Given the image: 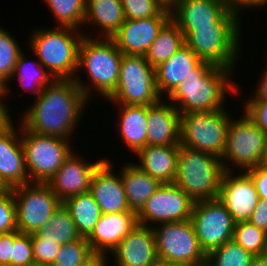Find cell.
Returning <instances> with one entry per match:
<instances>
[{
  "mask_svg": "<svg viewBox=\"0 0 267 266\" xmlns=\"http://www.w3.org/2000/svg\"><path fill=\"white\" fill-rule=\"evenodd\" d=\"M167 5L170 4L171 0H163Z\"/></svg>",
  "mask_w": 267,
  "mask_h": 266,
  "instance_id": "obj_56",
  "label": "cell"
},
{
  "mask_svg": "<svg viewBox=\"0 0 267 266\" xmlns=\"http://www.w3.org/2000/svg\"><path fill=\"white\" fill-rule=\"evenodd\" d=\"M107 100L113 105L157 104L162 98L156 87L155 68L142 55L123 54L116 89Z\"/></svg>",
  "mask_w": 267,
  "mask_h": 266,
  "instance_id": "obj_7",
  "label": "cell"
},
{
  "mask_svg": "<svg viewBox=\"0 0 267 266\" xmlns=\"http://www.w3.org/2000/svg\"><path fill=\"white\" fill-rule=\"evenodd\" d=\"M194 203L175 183H164L136 214L137 222L153 227L154 224L190 220Z\"/></svg>",
  "mask_w": 267,
  "mask_h": 266,
  "instance_id": "obj_14",
  "label": "cell"
},
{
  "mask_svg": "<svg viewBox=\"0 0 267 266\" xmlns=\"http://www.w3.org/2000/svg\"><path fill=\"white\" fill-rule=\"evenodd\" d=\"M122 56L123 54L111 38L99 37L97 39L88 34L84 35L79 45L78 67L74 80L88 100L93 95L91 94L93 89L105 99L115 91L119 80ZM81 69L87 72L91 85L85 84L77 76Z\"/></svg>",
  "mask_w": 267,
  "mask_h": 266,
  "instance_id": "obj_3",
  "label": "cell"
},
{
  "mask_svg": "<svg viewBox=\"0 0 267 266\" xmlns=\"http://www.w3.org/2000/svg\"><path fill=\"white\" fill-rule=\"evenodd\" d=\"M119 107L118 132L125 147L136 154L147 145L148 106L115 104Z\"/></svg>",
  "mask_w": 267,
  "mask_h": 266,
  "instance_id": "obj_26",
  "label": "cell"
},
{
  "mask_svg": "<svg viewBox=\"0 0 267 266\" xmlns=\"http://www.w3.org/2000/svg\"><path fill=\"white\" fill-rule=\"evenodd\" d=\"M125 164L124 167L121 166L120 175L128 206L131 211L137 214L162 183L143 172L135 163Z\"/></svg>",
  "mask_w": 267,
  "mask_h": 266,
  "instance_id": "obj_27",
  "label": "cell"
},
{
  "mask_svg": "<svg viewBox=\"0 0 267 266\" xmlns=\"http://www.w3.org/2000/svg\"><path fill=\"white\" fill-rule=\"evenodd\" d=\"M34 263L31 234L14 231V246L10 257V266H28Z\"/></svg>",
  "mask_w": 267,
  "mask_h": 266,
  "instance_id": "obj_39",
  "label": "cell"
},
{
  "mask_svg": "<svg viewBox=\"0 0 267 266\" xmlns=\"http://www.w3.org/2000/svg\"><path fill=\"white\" fill-rule=\"evenodd\" d=\"M108 256L103 253H93L81 266H108Z\"/></svg>",
  "mask_w": 267,
  "mask_h": 266,
  "instance_id": "obj_49",
  "label": "cell"
},
{
  "mask_svg": "<svg viewBox=\"0 0 267 266\" xmlns=\"http://www.w3.org/2000/svg\"><path fill=\"white\" fill-rule=\"evenodd\" d=\"M35 98L19 124L38 135L73 138L89 101L75 80L54 79Z\"/></svg>",
  "mask_w": 267,
  "mask_h": 266,
  "instance_id": "obj_1",
  "label": "cell"
},
{
  "mask_svg": "<svg viewBox=\"0 0 267 266\" xmlns=\"http://www.w3.org/2000/svg\"><path fill=\"white\" fill-rule=\"evenodd\" d=\"M19 126L29 181L47 183L74 150L72 139L38 135Z\"/></svg>",
  "mask_w": 267,
  "mask_h": 266,
  "instance_id": "obj_9",
  "label": "cell"
},
{
  "mask_svg": "<svg viewBox=\"0 0 267 266\" xmlns=\"http://www.w3.org/2000/svg\"><path fill=\"white\" fill-rule=\"evenodd\" d=\"M114 266H154L159 262L152 227L137 225L112 251Z\"/></svg>",
  "mask_w": 267,
  "mask_h": 266,
  "instance_id": "obj_19",
  "label": "cell"
},
{
  "mask_svg": "<svg viewBox=\"0 0 267 266\" xmlns=\"http://www.w3.org/2000/svg\"><path fill=\"white\" fill-rule=\"evenodd\" d=\"M93 254L86 238L61 246L52 266H81Z\"/></svg>",
  "mask_w": 267,
  "mask_h": 266,
  "instance_id": "obj_38",
  "label": "cell"
},
{
  "mask_svg": "<svg viewBox=\"0 0 267 266\" xmlns=\"http://www.w3.org/2000/svg\"><path fill=\"white\" fill-rule=\"evenodd\" d=\"M232 117L226 108L212 112L182 114L180 117V145L212 154L221 159Z\"/></svg>",
  "mask_w": 267,
  "mask_h": 266,
  "instance_id": "obj_8",
  "label": "cell"
},
{
  "mask_svg": "<svg viewBox=\"0 0 267 266\" xmlns=\"http://www.w3.org/2000/svg\"><path fill=\"white\" fill-rule=\"evenodd\" d=\"M15 76L21 88L25 89L24 91L30 90L29 92H34L36 96H39L43 89L54 80L39 60L28 61L23 51L18 57L11 79L6 83L7 95L10 88L8 83Z\"/></svg>",
  "mask_w": 267,
  "mask_h": 266,
  "instance_id": "obj_31",
  "label": "cell"
},
{
  "mask_svg": "<svg viewBox=\"0 0 267 266\" xmlns=\"http://www.w3.org/2000/svg\"><path fill=\"white\" fill-rule=\"evenodd\" d=\"M124 21L122 0L86 1L84 26L89 24L95 26L101 33L100 37L111 38Z\"/></svg>",
  "mask_w": 267,
  "mask_h": 266,
  "instance_id": "obj_28",
  "label": "cell"
},
{
  "mask_svg": "<svg viewBox=\"0 0 267 266\" xmlns=\"http://www.w3.org/2000/svg\"><path fill=\"white\" fill-rule=\"evenodd\" d=\"M262 164L267 166V142H266V151H265V155H264V159H263V163Z\"/></svg>",
  "mask_w": 267,
  "mask_h": 266,
  "instance_id": "obj_53",
  "label": "cell"
},
{
  "mask_svg": "<svg viewBox=\"0 0 267 266\" xmlns=\"http://www.w3.org/2000/svg\"><path fill=\"white\" fill-rule=\"evenodd\" d=\"M28 266H48V265H44V264H40V263H32V264H30V265H28Z\"/></svg>",
  "mask_w": 267,
  "mask_h": 266,
  "instance_id": "obj_55",
  "label": "cell"
},
{
  "mask_svg": "<svg viewBox=\"0 0 267 266\" xmlns=\"http://www.w3.org/2000/svg\"><path fill=\"white\" fill-rule=\"evenodd\" d=\"M14 246V231L0 234V266H10L12 247Z\"/></svg>",
  "mask_w": 267,
  "mask_h": 266,
  "instance_id": "obj_44",
  "label": "cell"
},
{
  "mask_svg": "<svg viewBox=\"0 0 267 266\" xmlns=\"http://www.w3.org/2000/svg\"><path fill=\"white\" fill-rule=\"evenodd\" d=\"M137 225L135 212L102 214L86 240L93 253L108 255Z\"/></svg>",
  "mask_w": 267,
  "mask_h": 266,
  "instance_id": "obj_21",
  "label": "cell"
},
{
  "mask_svg": "<svg viewBox=\"0 0 267 266\" xmlns=\"http://www.w3.org/2000/svg\"><path fill=\"white\" fill-rule=\"evenodd\" d=\"M262 72V77L260 79V83L258 82L256 89L253 93L254 95L252 97H249L246 101H262L267 102V66Z\"/></svg>",
  "mask_w": 267,
  "mask_h": 266,
  "instance_id": "obj_48",
  "label": "cell"
},
{
  "mask_svg": "<svg viewBox=\"0 0 267 266\" xmlns=\"http://www.w3.org/2000/svg\"><path fill=\"white\" fill-rule=\"evenodd\" d=\"M17 230L34 234L41 230L62 201L46 183H28L12 188Z\"/></svg>",
  "mask_w": 267,
  "mask_h": 266,
  "instance_id": "obj_12",
  "label": "cell"
},
{
  "mask_svg": "<svg viewBox=\"0 0 267 266\" xmlns=\"http://www.w3.org/2000/svg\"><path fill=\"white\" fill-rule=\"evenodd\" d=\"M245 172L251 177L259 195V199L267 200V166L260 164Z\"/></svg>",
  "mask_w": 267,
  "mask_h": 266,
  "instance_id": "obj_43",
  "label": "cell"
},
{
  "mask_svg": "<svg viewBox=\"0 0 267 266\" xmlns=\"http://www.w3.org/2000/svg\"><path fill=\"white\" fill-rule=\"evenodd\" d=\"M254 257L231 240L207 254L205 266H250Z\"/></svg>",
  "mask_w": 267,
  "mask_h": 266,
  "instance_id": "obj_34",
  "label": "cell"
},
{
  "mask_svg": "<svg viewBox=\"0 0 267 266\" xmlns=\"http://www.w3.org/2000/svg\"><path fill=\"white\" fill-rule=\"evenodd\" d=\"M34 262L52 266L61 244L57 241L42 240L35 233L31 234Z\"/></svg>",
  "mask_w": 267,
  "mask_h": 266,
  "instance_id": "obj_41",
  "label": "cell"
},
{
  "mask_svg": "<svg viewBox=\"0 0 267 266\" xmlns=\"http://www.w3.org/2000/svg\"><path fill=\"white\" fill-rule=\"evenodd\" d=\"M4 100V98H0V134L7 132L15 124L12 122L10 110L7 108L8 105H6Z\"/></svg>",
  "mask_w": 267,
  "mask_h": 266,
  "instance_id": "obj_47",
  "label": "cell"
},
{
  "mask_svg": "<svg viewBox=\"0 0 267 266\" xmlns=\"http://www.w3.org/2000/svg\"><path fill=\"white\" fill-rule=\"evenodd\" d=\"M62 204L69 211L81 237L87 238L102 216L92 193L86 192L65 199Z\"/></svg>",
  "mask_w": 267,
  "mask_h": 266,
  "instance_id": "obj_29",
  "label": "cell"
},
{
  "mask_svg": "<svg viewBox=\"0 0 267 266\" xmlns=\"http://www.w3.org/2000/svg\"><path fill=\"white\" fill-rule=\"evenodd\" d=\"M165 100L148 106L147 145L180 144L181 114L172 103H167Z\"/></svg>",
  "mask_w": 267,
  "mask_h": 266,
  "instance_id": "obj_23",
  "label": "cell"
},
{
  "mask_svg": "<svg viewBox=\"0 0 267 266\" xmlns=\"http://www.w3.org/2000/svg\"><path fill=\"white\" fill-rule=\"evenodd\" d=\"M73 152L46 183L62 202L71 196L89 192L95 170L106 160L100 158L91 163Z\"/></svg>",
  "mask_w": 267,
  "mask_h": 266,
  "instance_id": "obj_16",
  "label": "cell"
},
{
  "mask_svg": "<svg viewBox=\"0 0 267 266\" xmlns=\"http://www.w3.org/2000/svg\"><path fill=\"white\" fill-rule=\"evenodd\" d=\"M224 173L217 156L180 145L174 183L194 202L218 198Z\"/></svg>",
  "mask_w": 267,
  "mask_h": 266,
  "instance_id": "obj_5",
  "label": "cell"
},
{
  "mask_svg": "<svg viewBox=\"0 0 267 266\" xmlns=\"http://www.w3.org/2000/svg\"><path fill=\"white\" fill-rule=\"evenodd\" d=\"M125 19L135 20L152 16H171L163 0H122Z\"/></svg>",
  "mask_w": 267,
  "mask_h": 266,
  "instance_id": "obj_36",
  "label": "cell"
},
{
  "mask_svg": "<svg viewBox=\"0 0 267 266\" xmlns=\"http://www.w3.org/2000/svg\"><path fill=\"white\" fill-rule=\"evenodd\" d=\"M240 36L239 22H212V25L194 26V31L184 40L185 45L202 61L235 70L241 57Z\"/></svg>",
  "mask_w": 267,
  "mask_h": 266,
  "instance_id": "obj_6",
  "label": "cell"
},
{
  "mask_svg": "<svg viewBox=\"0 0 267 266\" xmlns=\"http://www.w3.org/2000/svg\"><path fill=\"white\" fill-rule=\"evenodd\" d=\"M6 82L0 78V98L7 96Z\"/></svg>",
  "mask_w": 267,
  "mask_h": 266,
  "instance_id": "obj_51",
  "label": "cell"
},
{
  "mask_svg": "<svg viewBox=\"0 0 267 266\" xmlns=\"http://www.w3.org/2000/svg\"><path fill=\"white\" fill-rule=\"evenodd\" d=\"M202 60L186 45L171 58L155 67L156 87L159 95L167 97L188 76Z\"/></svg>",
  "mask_w": 267,
  "mask_h": 266,
  "instance_id": "obj_24",
  "label": "cell"
},
{
  "mask_svg": "<svg viewBox=\"0 0 267 266\" xmlns=\"http://www.w3.org/2000/svg\"><path fill=\"white\" fill-rule=\"evenodd\" d=\"M169 8L171 19L179 26L184 38L194 31V26L241 22V14L229 9L223 0H171Z\"/></svg>",
  "mask_w": 267,
  "mask_h": 266,
  "instance_id": "obj_15",
  "label": "cell"
},
{
  "mask_svg": "<svg viewBox=\"0 0 267 266\" xmlns=\"http://www.w3.org/2000/svg\"><path fill=\"white\" fill-rule=\"evenodd\" d=\"M8 188L1 182L0 180V193L4 192L5 190H7Z\"/></svg>",
  "mask_w": 267,
  "mask_h": 266,
  "instance_id": "obj_54",
  "label": "cell"
},
{
  "mask_svg": "<svg viewBox=\"0 0 267 266\" xmlns=\"http://www.w3.org/2000/svg\"><path fill=\"white\" fill-rule=\"evenodd\" d=\"M15 39L0 27V78L6 83L11 79L18 57L23 51Z\"/></svg>",
  "mask_w": 267,
  "mask_h": 266,
  "instance_id": "obj_37",
  "label": "cell"
},
{
  "mask_svg": "<svg viewBox=\"0 0 267 266\" xmlns=\"http://www.w3.org/2000/svg\"><path fill=\"white\" fill-rule=\"evenodd\" d=\"M16 129L13 126L0 134V180L8 189L30 183L19 134L20 127L19 130Z\"/></svg>",
  "mask_w": 267,
  "mask_h": 266,
  "instance_id": "obj_22",
  "label": "cell"
},
{
  "mask_svg": "<svg viewBox=\"0 0 267 266\" xmlns=\"http://www.w3.org/2000/svg\"><path fill=\"white\" fill-rule=\"evenodd\" d=\"M250 266H267V254L255 256Z\"/></svg>",
  "mask_w": 267,
  "mask_h": 266,
  "instance_id": "obj_50",
  "label": "cell"
},
{
  "mask_svg": "<svg viewBox=\"0 0 267 266\" xmlns=\"http://www.w3.org/2000/svg\"><path fill=\"white\" fill-rule=\"evenodd\" d=\"M159 262L184 266H205L202 250L191 220L153 226Z\"/></svg>",
  "mask_w": 267,
  "mask_h": 266,
  "instance_id": "obj_11",
  "label": "cell"
},
{
  "mask_svg": "<svg viewBox=\"0 0 267 266\" xmlns=\"http://www.w3.org/2000/svg\"><path fill=\"white\" fill-rule=\"evenodd\" d=\"M106 159L94 172L90 192L102 214L133 212L128 206L121 175L113 172V163Z\"/></svg>",
  "mask_w": 267,
  "mask_h": 266,
  "instance_id": "obj_20",
  "label": "cell"
},
{
  "mask_svg": "<svg viewBox=\"0 0 267 266\" xmlns=\"http://www.w3.org/2000/svg\"><path fill=\"white\" fill-rule=\"evenodd\" d=\"M154 266H184V265H179V264H169V263H163V262H158Z\"/></svg>",
  "mask_w": 267,
  "mask_h": 266,
  "instance_id": "obj_52",
  "label": "cell"
},
{
  "mask_svg": "<svg viewBox=\"0 0 267 266\" xmlns=\"http://www.w3.org/2000/svg\"><path fill=\"white\" fill-rule=\"evenodd\" d=\"M225 171L218 199L232 215L235 223L248 221L256 205L259 195L251 177L245 172Z\"/></svg>",
  "mask_w": 267,
  "mask_h": 266,
  "instance_id": "obj_17",
  "label": "cell"
},
{
  "mask_svg": "<svg viewBox=\"0 0 267 266\" xmlns=\"http://www.w3.org/2000/svg\"><path fill=\"white\" fill-rule=\"evenodd\" d=\"M244 114L267 134V102L246 101Z\"/></svg>",
  "mask_w": 267,
  "mask_h": 266,
  "instance_id": "obj_42",
  "label": "cell"
},
{
  "mask_svg": "<svg viewBox=\"0 0 267 266\" xmlns=\"http://www.w3.org/2000/svg\"><path fill=\"white\" fill-rule=\"evenodd\" d=\"M17 230L15 199L12 189L0 193V234Z\"/></svg>",
  "mask_w": 267,
  "mask_h": 266,
  "instance_id": "obj_40",
  "label": "cell"
},
{
  "mask_svg": "<svg viewBox=\"0 0 267 266\" xmlns=\"http://www.w3.org/2000/svg\"><path fill=\"white\" fill-rule=\"evenodd\" d=\"M179 150L180 144L170 146L146 145L136 153L140 162L135 165L162 184L174 183Z\"/></svg>",
  "mask_w": 267,
  "mask_h": 266,
  "instance_id": "obj_25",
  "label": "cell"
},
{
  "mask_svg": "<svg viewBox=\"0 0 267 266\" xmlns=\"http://www.w3.org/2000/svg\"><path fill=\"white\" fill-rule=\"evenodd\" d=\"M71 27L55 26L33 31L29 46L54 79H74L79 45L86 33Z\"/></svg>",
  "mask_w": 267,
  "mask_h": 266,
  "instance_id": "obj_4",
  "label": "cell"
},
{
  "mask_svg": "<svg viewBox=\"0 0 267 266\" xmlns=\"http://www.w3.org/2000/svg\"><path fill=\"white\" fill-rule=\"evenodd\" d=\"M234 71L201 61L194 68V73L168 96L167 101L170 100L181 115L223 109L227 93L238 94L240 91L234 83L236 81L231 79Z\"/></svg>",
  "mask_w": 267,
  "mask_h": 266,
  "instance_id": "obj_2",
  "label": "cell"
},
{
  "mask_svg": "<svg viewBox=\"0 0 267 266\" xmlns=\"http://www.w3.org/2000/svg\"><path fill=\"white\" fill-rule=\"evenodd\" d=\"M170 19L171 16L125 19L111 39L122 54L145 56L150 44Z\"/></svg>",
  "mask_w": 267,
  "mask_h": 266,
  "instance_id": "obj_18",
  "label": "cell"
},
{
  "mask_svg": "<svg viewBox=\"0 0 267 266\" xmlns=\"http://www.w3.org/2000/svg\"><path fill=\"white\" fill-rule=\"evenodd\" d=\"M184 45L183 33L179 26L170 19L150 44L144 57L155 68L171 58Z\"/></svg>",
  "mask_w": 267,
  "mask_h": 266,
  "instance_id": "obj_30",
  "label": "cell"
},
{
  "mask_svg": "<svg viewBox=\"0 0 267 266\" xmlns=\"http://www.w3.org/2000/svg\"><path fill=\"white\" fill-rule=\"evenodd\" d=\"M60 27L84 26L87 0H44Z\"/></svg>",
  "mask_w": 267,
  "mask_h": 266,
  "instance_id": "obj_33",
  "label": "cell"
},
{
  "mask_svg": "<svg viewBox=\"0 0 267 266\" xmlns=\"http://www.w3.org/2000/svg\"><path fill=\"white\" fill-rule=\"evenodd\" d=\"M242 116L230 120L221 158L225 171H234L235 166L243 172L263 163L267 134L244 113Z\"/></svg>",
  "mask_w": 267,
  "mask_h": 266,
  "instance_id": "obj_10",
  "label": "cell"
},
{
  "mask_svg": "<svg viewBox=\"0 0 267 266\" xmlns=\"http://www.w3.org/2000/svg\"><path fill=\"white\" fill-rule=\"evenodd\" d=\"M248 221L267 233V200L259 199Z\"/></svg>",
  "mask_w": 267,
  "mask_h": 266,
  "instance_id": "obj_45",
  "label": "cell"
},
{
  "mask_svg": "<svg viewBox=\"0 0 267 266\" xmlns=\"http://www.w3.org/2000/svg\"><path fill=\"white\" fill-rule=\"evenodd\" d=\"M226 4V6L229 9H232L236 11L237 13L241 14L240 12L245 7L248 9V7L251 8H257V7H265L267 6V0H223ZM243 7V8H242Z\"/></svg>",
  "mask_w": 267,
  "mask_h": 266,
  "instance_id": "obj_46",
  "label": "cell"
},
{
  "mask_svg": "<svg viewBox=\"0 0 267 266\" xmlns=\"http://www.w3.org/2000/svg\"><path fill=\"white\" fill-rule=\"evenodd\" d=\"M233 241L255 256L267 254V233L249 221L235 223Z\"/></svg>",
  "mask_w": 267,
  "mask_h": 266,
  "instance_id": "obj_35",
  "label": "cell"
},
{
  "mask_svg": "<svg viewBox=\"0 0 267 266\" xmlns=\"http://www.w3.org/2000/svg\"><path fill=\"white\" fill-rule=\"evenodd\" d=\"M190 220L206 255L233 240L235 222L218 198L195 202Z\"/></svg>",
  "mask_w": 267,
  "mask_h": 266,
  "instance_id": "obj_13",
  "label": "cell"
},
{
  "mask_svg": "<svg viewBox=\"0 0 267 266\" xmlns=\"http://www.w3.org/2000/svg\"><path fill=\"white\" fill-rule=\"evenodd\" d=\"M35 234L42 240L57 241L61 245L82 238L63 204L53 213L48 223Z\"/></svg>",
  "mask_w": 267,
  "mask_h": 266,
  "instance_id": "obj_32",
  "label": "cell"
}]
</instances>
